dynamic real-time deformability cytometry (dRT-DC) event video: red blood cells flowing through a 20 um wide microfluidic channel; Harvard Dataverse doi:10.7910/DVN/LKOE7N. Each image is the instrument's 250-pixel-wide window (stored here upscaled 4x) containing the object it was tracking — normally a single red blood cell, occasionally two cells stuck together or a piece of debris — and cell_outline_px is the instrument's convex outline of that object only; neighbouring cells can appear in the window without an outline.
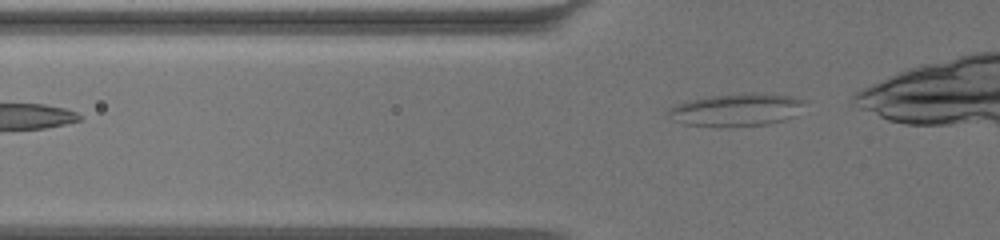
{"species": "common noctule bat (a hibernating species)", "species_latin": "Nyctalus noctula", "temperature_condition": "warm", "stored_images_in_passage": 35, "camera_frame_rate_fps": 3000, "um_per_image_px": 0.085, "animal": {"sex": "female", "body_mass_g": 19.5, "forearm_length_mm": 54.1}, "frame": {"image": 1, "passage_image": 3, "time_ms": 0.667, "image_size_px": [1000, 240], "cell_outline_px": [[808, 100], [796, 116], [784, 120], [768, 124], [728, 128], [684, 124], [676, 120], [668, 112], [668, 108], [676, 104], [688, 100], [708, 96], [752, 92], [756, 92], [792, 96]], "centroid_in_image_um": [62.66, 9.33], "position_along_channel_um": 63.1, "area_um2": 26.47}}
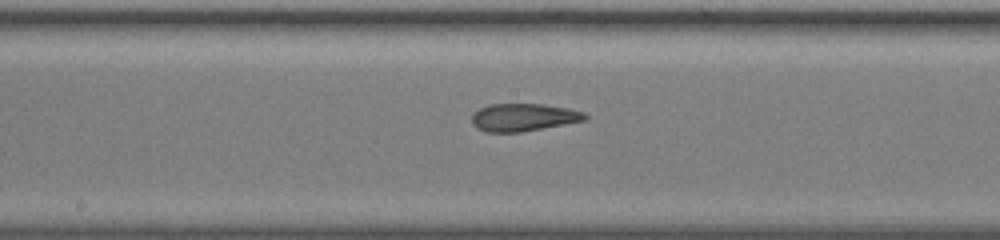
{"frame": {"image": 2, "passage_image": 16, "time_ms": 5.0, "image_size_px": [1000, 240], "cell_outline_px": [[588, 116], [584, 120], [564, 124], [520, 132], [484, 132], [476, 128], [472, 124], [472, 116], [480, 108], [492, 104], [544, 104], [568, 108], [584, 112]], "centroid_in_image_um": [44.48, 9.97], "position_along_channel_um": 203.7, "area_um2": 18.09}}
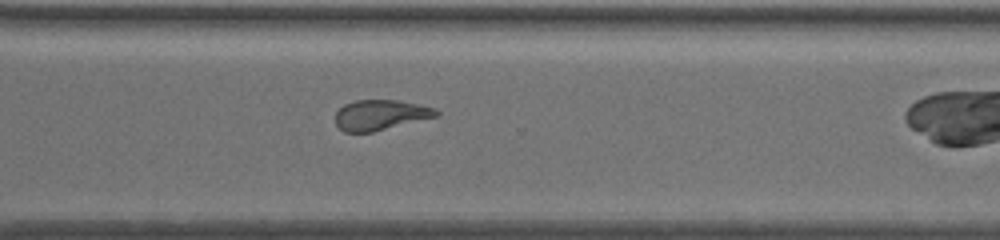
{"frame": {"image": 3, "passage_image": 28, "time_ms": 9.0, "image_size_px": [1000, 240], "cell_outline_px": [[440, 116], [372, 132], [344, 132], [336, 124], [336, 112], [344, 104], [356, 100], [396, 100], [436, 108], [440, 112]], "centroid_in_image_um": [32.36, 9.77], "position_along_channel_um": 338.2, "area_um2": 17.8}}